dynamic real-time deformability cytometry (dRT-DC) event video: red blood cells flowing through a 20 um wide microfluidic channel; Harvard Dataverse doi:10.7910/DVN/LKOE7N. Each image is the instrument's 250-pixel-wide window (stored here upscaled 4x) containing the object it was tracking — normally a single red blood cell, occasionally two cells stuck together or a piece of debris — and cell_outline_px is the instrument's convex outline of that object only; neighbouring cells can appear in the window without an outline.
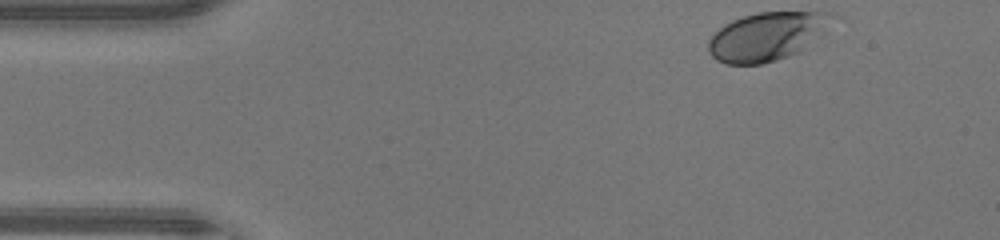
{"species": "human", "species_latin": "Homo sapiens", "temperature_condition": "warm", "stored_images_in_passage": 35, "camera_frame_rate_fps": 3000, "um_per_image_px": 0.085, "donor": {"sex": "male"}, "frame": {"image": 1, "passage_image": 1, "time_ms": 0.0, "image_size_px": [1000, 240], "cell_outline_px": [[840, 16], [828, 32], [824, 36], [800, 52], [776, 60], [760, 64], [724, 64], [716, 60], [708, 52], [708, 40], [724, 24], [732, 20], [756, 12], [832, 12]], "centroid_in_image_um": [65.32, 3.08], "position_along_channel_um": 19.7, "area_um2": 35.89}}
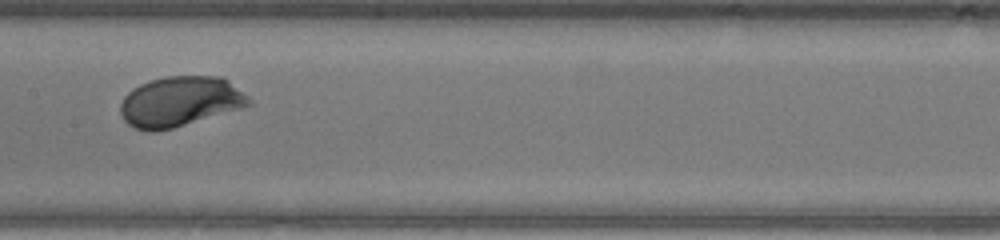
{"frame": {"image": 2, "passage_image": 19, "time_ms": 6.0, "image_size_px": [1000, 240], "cell_outline_px": [[256, 104], [172, 128], [156, 132], [148, 132], [136, 128], [128, 124], [124, 120], [120, 112], [120, 104], [124, 96], [132, 88], [140, 84], [164, 76], [220, 76], [228, 80], [248, 96]], "centroid_in_image_um": [15.31, 8.63], "position_along_channel_um": 192.1, "area_um2": 37.69}}
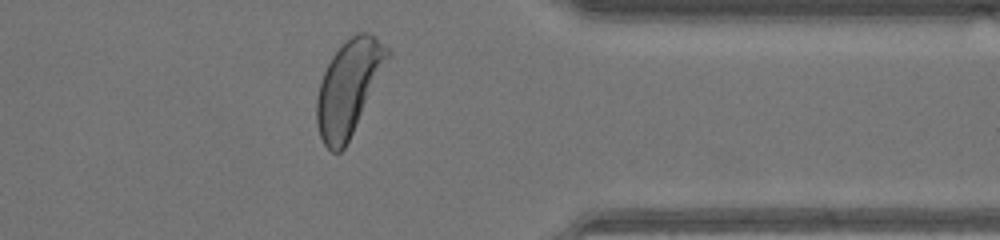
{"frame": {"image": 3, "passage_image": 33, "time_ms": 10.667, "image_size_px": [1000, 240], "cell_outline_px": [[392, 52], [344, 148], [340, 152], [332, 152], [324, 144], [320, 136], [316, 124], [316, 100], [320, 84], [324, 72], [332, 56], [356, 32], [368, 32], [376, 36]], "centroid_in_image_um": [29.63, 7.43], "position_along_channel_um": 381.8, "area_um2": 38.09}, "authors_computed_cell_mechanics": {"area_um2": 36.5296, "velocity_mm_per_s": 4.3557, "shape_relaxation_time_tau1_ms": 1.6277, "shape_relaxation_time_tau2_ms": null, "deformation_change_tau1": 0.1396, "deformation_change_tau2": null}}